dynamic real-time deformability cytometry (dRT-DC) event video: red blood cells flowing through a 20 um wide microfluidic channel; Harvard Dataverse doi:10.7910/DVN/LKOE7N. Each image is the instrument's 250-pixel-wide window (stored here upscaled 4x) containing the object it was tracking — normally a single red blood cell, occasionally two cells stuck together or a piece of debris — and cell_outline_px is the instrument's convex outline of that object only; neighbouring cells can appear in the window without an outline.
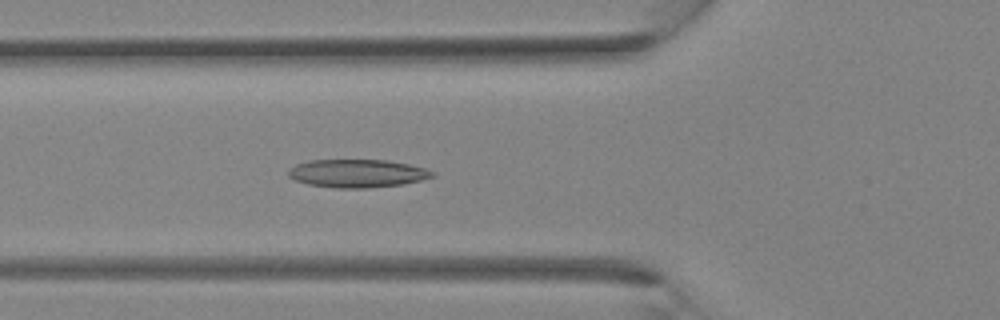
{"species": "Egyptian fruit bat (a non-hibernating species)", "species_latin": "Rousettus aegyptiacus", "temperature_condition": "room temperature", "stored_images_in_passage": 34, "camera_frame_rate_fps": 3000, "um_per_image_px": 0.085, "animal": {"sex": "female"}, "frame": {"image": 1, "passage_image": 12, "time_ms": 3.667, "image_size_px": [1000, 320], "cell_outline_px": [[436, 176], [404, 184], [364, 188], [336, 188], [308, 184], [296, 180], [288, 176], [288, 168], [296, 164], [308, 160], [388, 160], [408, 164], [424, 168], [436, 172]], "centroid_in_image_um": [30.37, 14.73], "position_along_channel_um": 95.4, "area_um2": 23.64}}
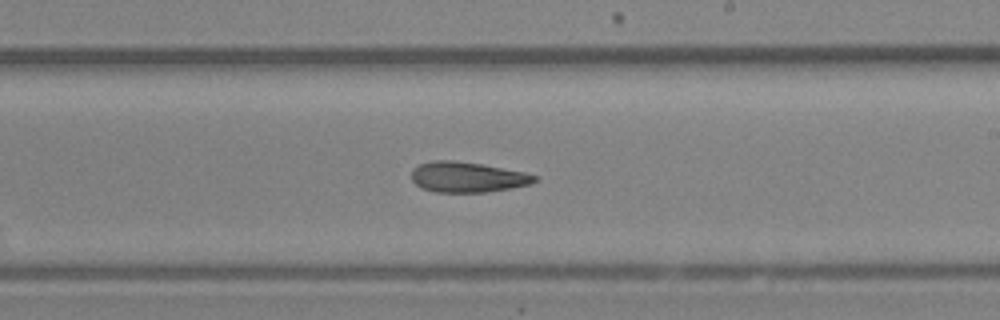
{"frame": {"image": 2, "passage_image": 20, "time_ms": 6.333, "image_size_px": [1000, 320], "cell_outline_px": [[540, 180], [532, 184], [488, 192], [436, 192], [424, 188], [416, 184], [412, 180], [412, 168], [420, 164], [432, 160], [452, 160], [480, 164], [524, 172], [540, 176]], "centroid_in_image_um": [39.77, 15.05], "position_along_channel_um": 249.2, "area_um2": 21.85}}
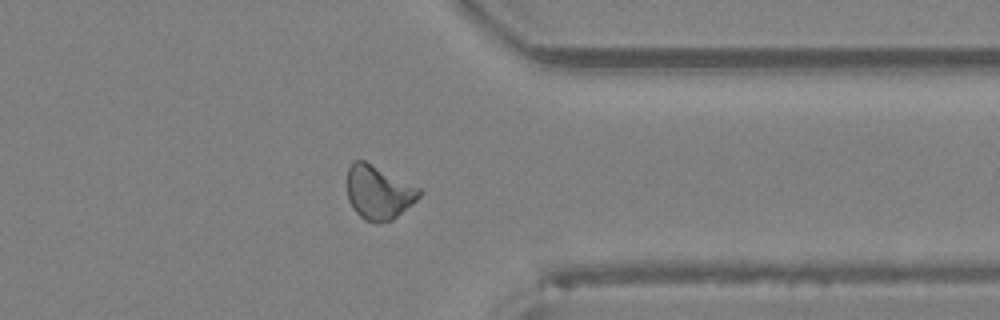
{"frame": {"image": 3, "passage_image": 27, "time_ms": 8.667, "image_size_px": [1000, 320], "cell_outline_px": [[424, 192], [412, 204], [392, 220], [376, 224], [364, 220], [352, 208], [348, 200], [348, 168], [352, 160], [364, 160], [420, 188]], "centroid_in_image_um": [32.17, 16.37], "position_along_channel_um": 379.2, "area_um2": 22.66}}